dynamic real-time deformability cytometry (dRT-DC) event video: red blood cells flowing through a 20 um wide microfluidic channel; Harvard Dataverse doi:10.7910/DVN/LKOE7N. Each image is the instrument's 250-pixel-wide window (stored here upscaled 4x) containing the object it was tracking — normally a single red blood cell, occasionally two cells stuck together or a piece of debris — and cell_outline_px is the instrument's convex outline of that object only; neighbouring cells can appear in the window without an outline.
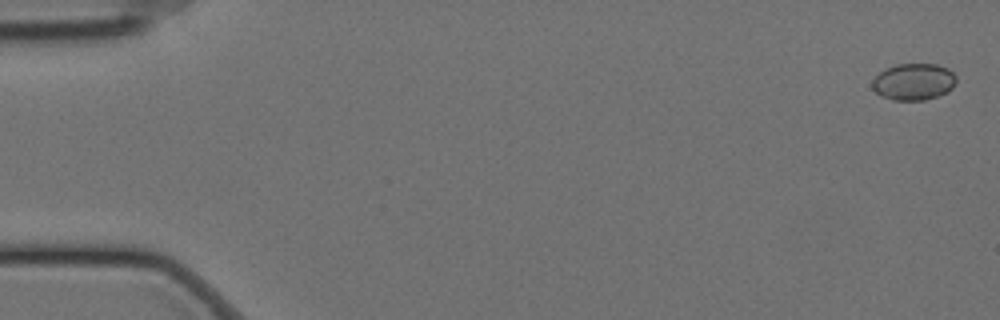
{"species": "Egyptian fruit bat (a non-hibernating species)", "species_latin": "Rousettus aegyptiacus", "temperature_condition": "cold", "stored_images_in_passage": 59, "camera_frame_rate_fps": 3000, "um_per_image_px": 0.085, "animal": {"sex": "female"}, "frame": {"image": 1, "passage_image": 2, "time_ms": 0.333, "image_size_px": [1000, 320], "cell_outline_px": [[956, 80], [952, 88], [948, 92], [924, 100], [892, 100], [880, 96], [872, 88], [872, 80], [880, 72], [896, 64], [936, 64], [948, 68], [956, 76]], "centroid_in_image_um": [77.66, 6.95], "position_along_channel_um": 7.3, "area_um2": 17.98}}
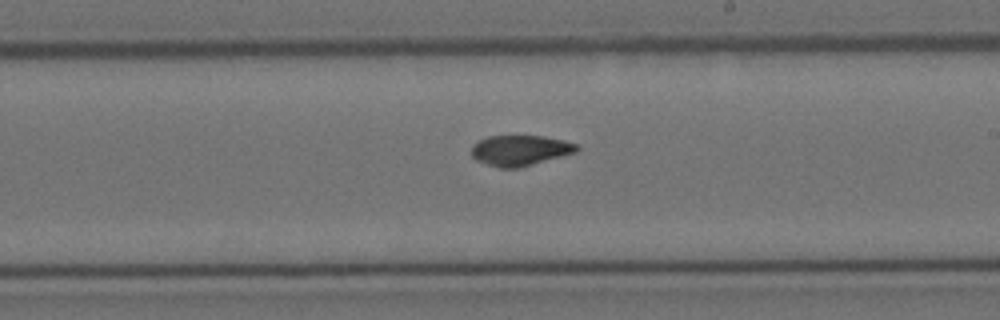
{"frame": {"image": 2, "passage_image": 35, "time_ms": 11.333, "image_size_px": [1000, 320], "cell_outline_px": [[580, 148], [576, 152], [520, 168], [500, 168], [476, 160], [472, 156], [472, 148], [480, 140], [488, 136], [544, 136], [564, 140], [576, 144]], "centroid_in_image_um": [44.24, 12.79], "position_along_channel_um": 244.8, "area_um2": 18.55}}
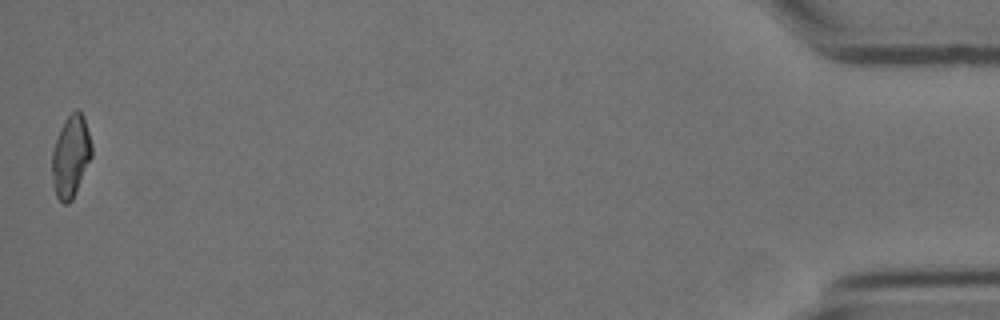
{"frame": {"image": 3, "passage_image": 59, "time_ms": 19.333, "image_size_px": [1000, 320], "cell_outline_px": [[92, 156], [72, 200], [68, 204], [64, 204], [56, 196], [52, 184], [52, 152], [60, 128], [64, 120], [76, 108], [80, 108], [84, 116], [92, 144]], "centroid_in_image_um": [6.02, 13.26], "position_along_channel_um": 429.2, "area_um2": 19.07}, "authors_computed_cell_mechanics": {"area_um2": 18.7272, "velocity_mm_per_s": 3.4678, "shape_relaxation_time_tau1_ms": 7.6758, "shape_relaxation_time_tau2_ms": 5.0137, "deformation_change_tau1": 0.1157, "deformation_change_tau2": 0.0748}}